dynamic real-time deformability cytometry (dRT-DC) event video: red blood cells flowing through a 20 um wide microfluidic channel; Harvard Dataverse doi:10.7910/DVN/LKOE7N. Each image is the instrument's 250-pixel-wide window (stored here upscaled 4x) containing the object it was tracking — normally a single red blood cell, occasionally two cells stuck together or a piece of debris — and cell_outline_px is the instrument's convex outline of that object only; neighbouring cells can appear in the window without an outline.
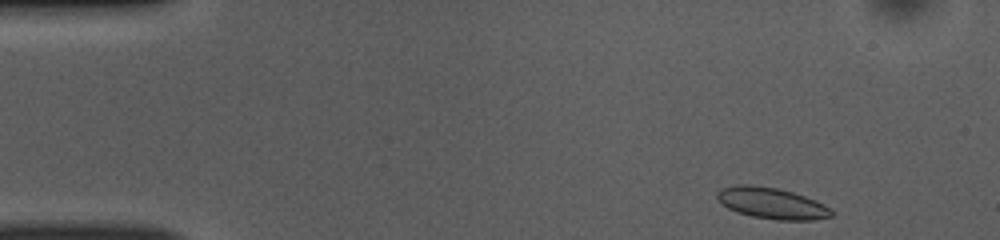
{"species": "common noctule bat (a hibernating species)", "species_latin": "Nyctalus noctula", "temperature_condition": "room temperature", "stored_images_in_passage": 46, "camera_frame_rate_fps": 3000, "um_per_image_px": 0.085, "animal": {"sex": "female", "body_mass_g": 10.0, "forearm_length_mm": 53.1}, "frame": {"image": 1, "passage_image": 1, "time_ms": 0.0, "image_size_px": [1000, 240], "cell_outline_px": [[832, 216], [812, 220], [776, 220], [752, 216], [736, 212], [728, 208], [716, 196], [716, 192], [724, 188], [740, 184], [748, 184], [776, 188], [792, 192], [804, 196], [824, 204], [832, 212]], "centroid_in_image_um": [65.59, 17.28], "position_along_channel_um": 19.4, "area_um2": 20.46}}
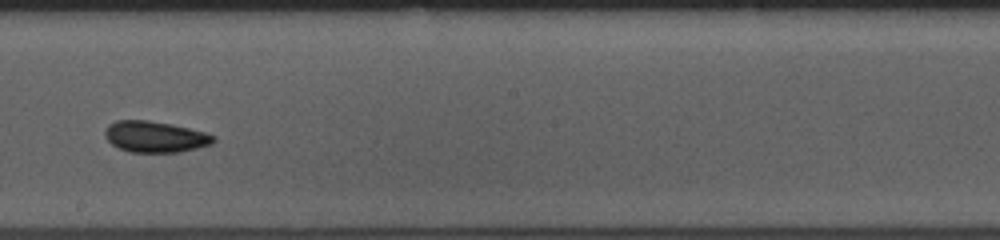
{"frame": {"image": 2, "passage_image": 24, "time_ms": 7.667, "image_size_px": [1000, 240], "cell_outline_px": [[216, 140], [212, 144], [180, 152], [128, 152], [112, 144], [104, 136], [104, 132], [108, 124], [116, 120], [148, 120], [172, 124], [204, 132], [216, 136]], "centroid_in_image_um": [13.18, 11.62], "position_along_channel_um": 235.0, "area_um2": 19.77}}
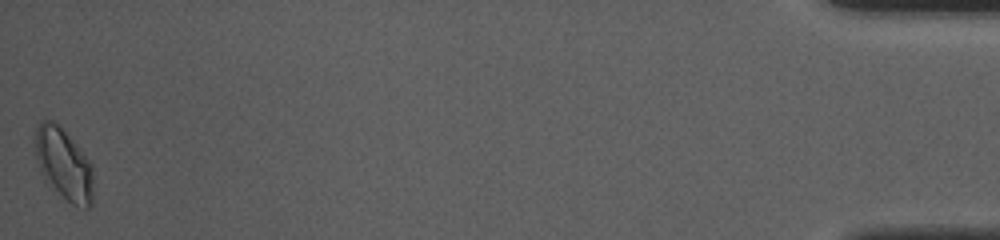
{"frame": {"image": 3, "passage_image": 46, "time_ms": 15.0, "image_size_px": [1000, 240], "cell_outline_px": [[92, 204], [88, 208], [84, 208], [72, 204], [48, 188], [40, 172], [36, 156], [36, 128], [40, 120], [48, 120], [56, 124], [68, 136], [92, 164]], "centroid_in_image_um": [5.4, 14.03], "position_along_channel_um": 429.8, "area_um2": 24.1}, "authors_computed_cell_mechanics": {"area_um2": 19.6809, "velocity_mm_per_s": 3.9277, "shape_relaxation_time_tau1_ms": 2.4008, "shape_relaxation_time_tau2_ms": 0.9517, "deformation_change_tau1": 0.0581, "deformation_change_tau2": 0.0374}}